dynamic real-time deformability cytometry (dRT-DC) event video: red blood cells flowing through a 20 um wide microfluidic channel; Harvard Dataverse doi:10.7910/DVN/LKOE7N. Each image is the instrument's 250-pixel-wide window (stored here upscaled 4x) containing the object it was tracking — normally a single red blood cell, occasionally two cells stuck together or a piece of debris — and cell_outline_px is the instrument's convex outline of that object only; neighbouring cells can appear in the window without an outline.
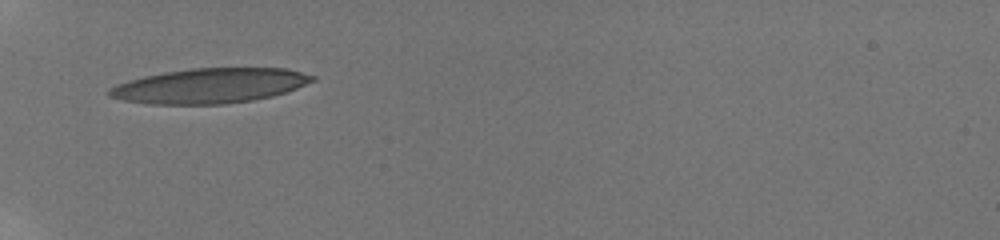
{"species": "human", "species_latin": "Homo sapiens", "temperature_condition": "room temperature", "stored_images_in_passage": 19, "camera_frame_rate_fps": 3000, "um_per_image_px": 0.085, "donor": {"sex": "male"}, "frame": {"image": 1, "passage_image": 1, "time_ms": 0.0, "image_size_px": [1000, 240], "cell_outline_px": [[316, 80], [296, 88], [272, 96], [252, 100], [224, 104], [148, 104], [124, 100], [108, 96], [108, 88], [116, 84], [128, 80], [144, 76], [164, 72], [192, 68], [284, 68], [316, 76]], "centroid_in_image_um": [17.8, 7.29], "position_along_channel_um": 67.2, "area_um2": 41.21}}
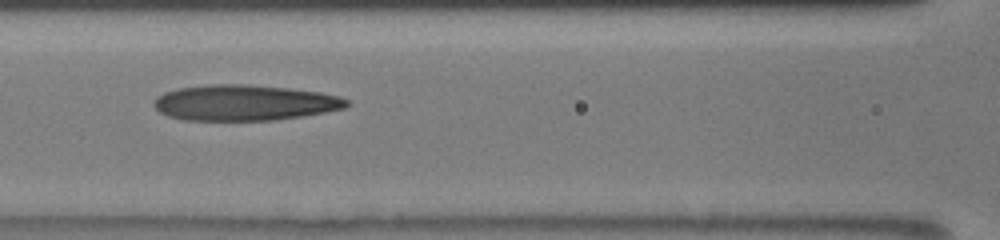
{"frame": {"image": 2, "passage_image": 8, "time_ms": 2.333, "image_size_px": [1000, 240], "cell_outline_px": [[348, 104], [344, 108], [304, 116], [276, 120], [184, 120], [168, 116], [160, 112], [152, 104], [156, 96], [164, 92], [180, 88], [212, 84], [248, 84], [288, 88], [320, 92], [340, 96], [348, 100]], "centroid_in_image_um": [20.77, 8.73], "position_along_channel_um": 145.8, "area_um2": 40.17}}
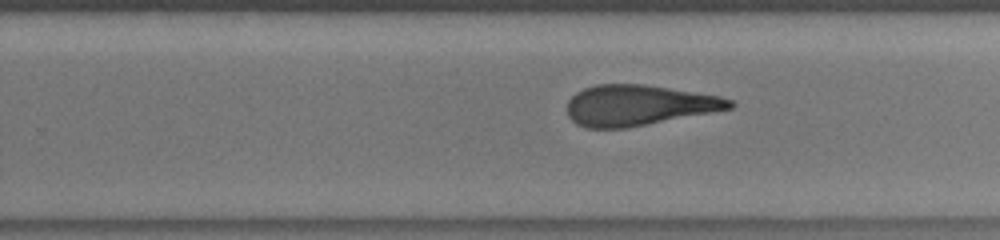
{"frame": {"image": 3, "passage_image": 18, "time_ms": 5.667, "image_size_px": [1000, 240], "cell_outline_px": [[736, 104], [732, 108], [712, 112], [624, 128], [588, 128], [576, 124], [568, 116], [568, 100], [576, 92], [584, 88], [596, 84], [644, 84], [720, 96], [732, 100]], "centroid_in_image_um": [54.26, 8.94], "position_along_channel_um": 275.5, "area_um2": 38.21}}